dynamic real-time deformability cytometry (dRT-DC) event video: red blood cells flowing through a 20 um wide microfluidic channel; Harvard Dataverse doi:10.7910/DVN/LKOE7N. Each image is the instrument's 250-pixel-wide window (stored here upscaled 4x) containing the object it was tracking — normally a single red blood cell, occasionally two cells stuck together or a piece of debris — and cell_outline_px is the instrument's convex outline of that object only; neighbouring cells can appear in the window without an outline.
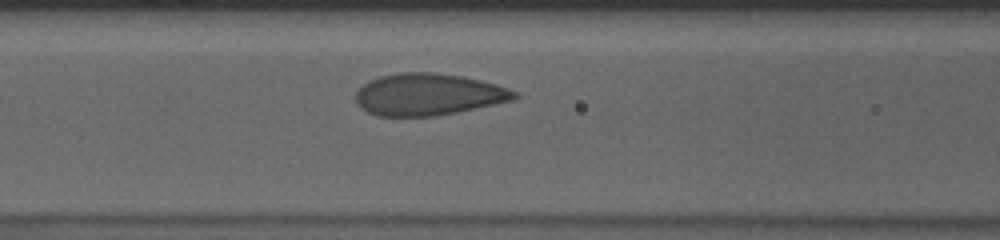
{"species": "human", "species_latin": "Homo sapiens", "temperature_condition": "cold", "stored_images_in_passage": 32, "camera_frame_rate_fps": 3000, "um_per_image_px": 0.085, "donor": {"sex": "male"}, "frame": {"image": 1, "passage_image": 12, "time_ms": 3.667, "image_size_px": [1000, 240], "cell_outline_px": [[520, 96], [512, 100], [456, 112], [436, 116], [376, 116], [360, 108], [356, 100], [356, 92], [368, 80], [380, 76], [400, 72], [432, 72], [460, 76], [480, 80], [496, 84], [508, 88], [516, 92]], "centroid_in_image_um": [36.37, 8.03], "position_along_channel_um": 130.2, "area_um2": 38.61}}
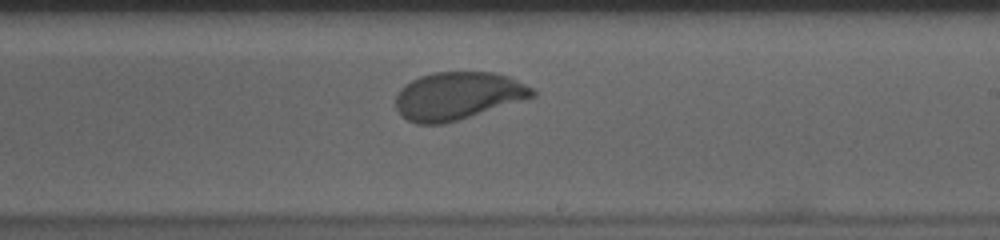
{"frame": {"image": 2, "passage_image": 22, "time_ms": 7.0, "image_size_px": [1000, 240], "cell_outline_px": [[536, 96], [524, 100], [460, 120], [444, 124], [416, 124], [408, 120], [396, 108], [396, 96], [400, 88], [412, 80], [420, 76], [436, 72], [492, 72], [508, 76], [532, 88], [536, 92]], "centroid_in_image_um": [38.92, 8.16], "position_along_channel_um": 250.1, "area_um2": 37.97}}
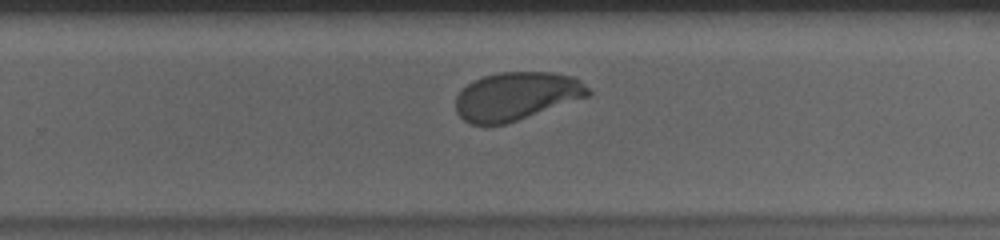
{"frame": {"image": 3, "passage_image": 25, "time_ms": 8.0, "image_size_px": [1000, 240], "cell_outline_px": [[592, 92], [588, 96], [504, 124], [472, 124], [464, 120], [456, 112], [456, 96], [472, 80], [484, 76], [500, 72], [552, 72], [572, 76], [580, 80]], "centroid_in_image_um": [43.87, 8.15], "position_along_channel_um": 285.9, "area_um2": 36.7}, "authors_computed_cell_mechanics": {"area_um2": 38.3503, "velocity_mm_per_s": 3.6045, "shape_relaxation_time_tau1_ms": 3.7243, "shape_relaxation_time_tau2_ms": null, "deformation_change_tau1": 0.1399, "deformation_change_tau2": null}}